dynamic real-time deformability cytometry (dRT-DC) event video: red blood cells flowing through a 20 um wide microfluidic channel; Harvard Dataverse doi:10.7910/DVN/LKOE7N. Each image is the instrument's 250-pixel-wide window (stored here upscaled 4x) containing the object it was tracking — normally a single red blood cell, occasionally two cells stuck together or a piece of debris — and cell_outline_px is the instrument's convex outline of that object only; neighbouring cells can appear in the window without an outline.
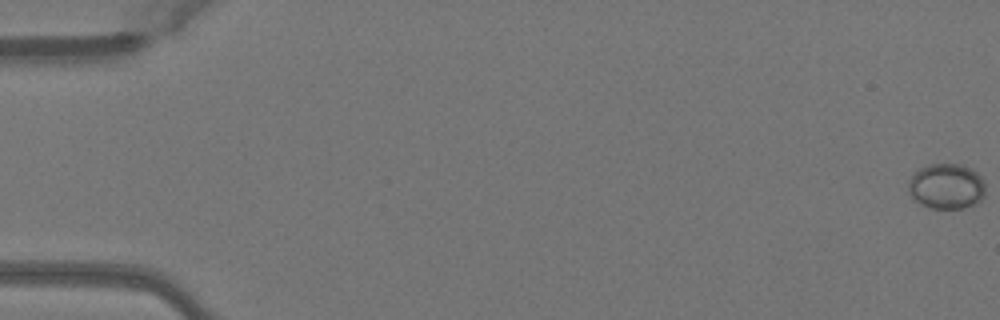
{"species": "Egyptian fruit bat (a non-hibernating species)", "species_latin": "Rousettus aegyptiacus", "temperature_condition": "warm", "stored_images_in_passage": 18, "camera_frame_rate_fps": 3000, "um_per_image_px": 0.085, "animal": {"sex": "female"}, "frame": {"image": 1, "passage_image": 1, "time_ms": 0.0, "image_size_px": [1000, 320], "cell_outline_px": [[984, 196], [980, 200], [964, 208], [932, 208], [920, 204], [908, 192], [908, 180], [920, 168], [928, 164], [964, 164], [972, 168], [984, 180]], "centroid_in_image_um": [80.45, 15.82], "position_along_channel_um": 4.6, "area_um2": 20.4}}
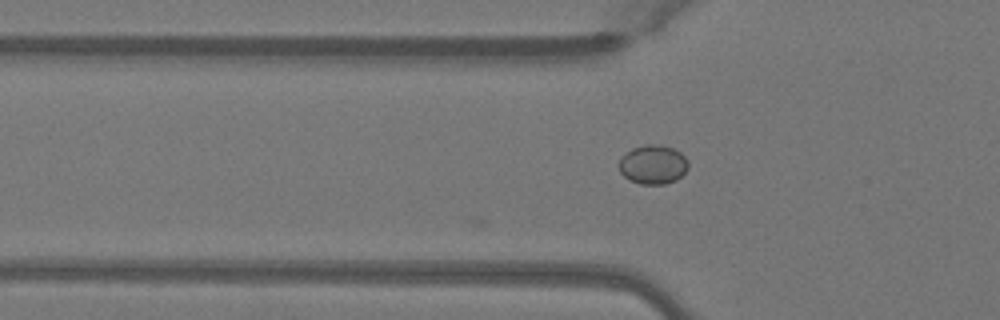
{"frame": {"image": 2, "passage_image": 18, "time_ms": 5.667, "image_size_px": [1000, 320], "cell_outline_px": [[688, 168], [676, 180], [664, 184], [640, 184], [628, 180], [620, 172], [620, 156], [632, 148], [644, 144], [652, 144], [672, 148], [680, 152], [688, 160]], "centroid_in_image_um": [55.49, 13.99], "position_along_channel_um": 70.3, "area_um2": 15.78}}